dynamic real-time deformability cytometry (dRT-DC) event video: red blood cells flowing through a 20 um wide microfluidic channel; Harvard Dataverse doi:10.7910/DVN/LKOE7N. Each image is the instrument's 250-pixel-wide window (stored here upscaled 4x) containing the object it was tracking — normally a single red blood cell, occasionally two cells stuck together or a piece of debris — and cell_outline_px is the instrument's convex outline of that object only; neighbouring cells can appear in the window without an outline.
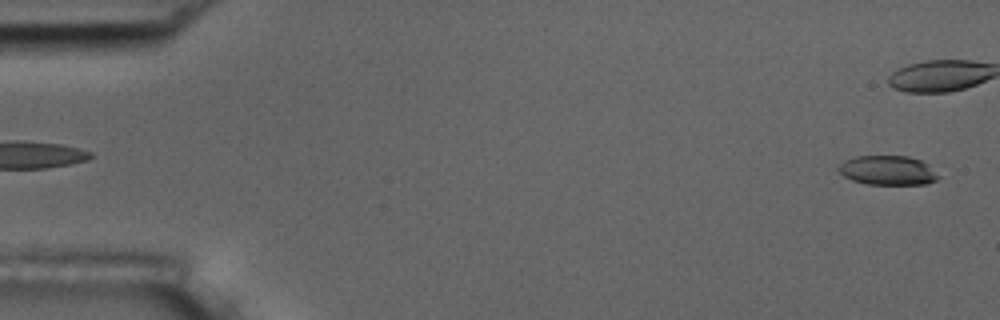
{"species": "common noctule bat (a hibernating species)", "species_latin": "Nyctalus noctula", "temperature_condition": "room temperature", "stored_images_in_passage": 4, "camera_frame_rate_fps": 3000, "um_per_image_px": 0.085, "animal": {"sex": "male", "body_mass_g": 17.5, "forearm_length_mm": 52.3}, "frame": {"image": 1, "passage_image": 4, "time_ms": 4.333, "image_size_px": [1000, 320], "cell_outline_px": [[940, 176], [936, 180], [928, 184], [868, 184], [852, 180], [844, 176], [836, 168], [844, 160], [856, 156], [908, 156], [920, 160], [928, 164]], "centroid_in_image_um": [75.46, 14.48], "position_along_channel_um": 9.5, "area_um2": 17.11}}